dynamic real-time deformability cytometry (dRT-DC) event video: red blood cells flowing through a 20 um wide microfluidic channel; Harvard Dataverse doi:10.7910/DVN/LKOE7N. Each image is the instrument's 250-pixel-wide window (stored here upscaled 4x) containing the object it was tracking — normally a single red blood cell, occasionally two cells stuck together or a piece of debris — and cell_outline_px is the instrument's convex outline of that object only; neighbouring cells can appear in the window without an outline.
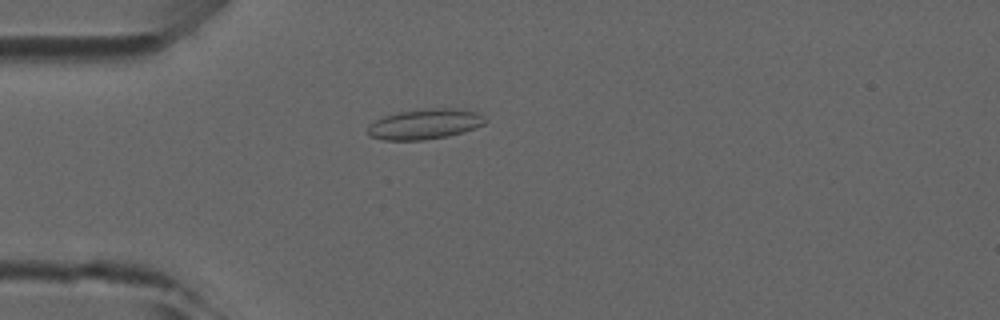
{"species": "common noctule bat (a hibernating species)", "species_latin": "Nyctalus noctula", "temperature_condition": "room temperature", "stored_images_in_passage": 45, "camera_frame_rate_fps": 3000, "um_per_image_px": 0.085, "animal": {"sex": "male", "forearm_length_mm": 52.5}, "frame": {"image": 1, "passage_image": 10, "time_ms": 3.0, "image_size_px": [1000, 320], "cell_outline_px": [[488, 120], [484, 124], [464, 132], [448, 136], [424, 140], [384, 140], [368, 136], [368, 124], [384, 116], [396, 112], [432, 108], [456, 108], [476, 112], [484, 116]], "centroid_in_image_um": [36.11, 10.55], "position_along_channel_um": 48.9, "area_um2": 20.87}}
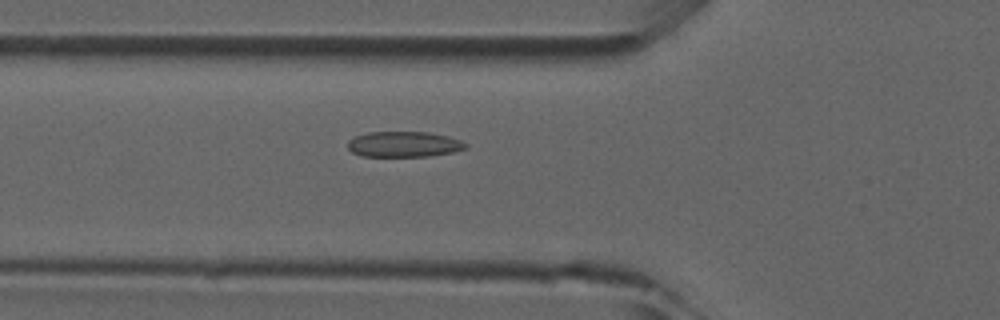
{"frame": {"image": 2, "passage_image": 14, "time_ms": 4.333, "image_size_px": [1000, 320], "cell_outline_px": [[468, 148], [452, 152], [428, 156], [360, 156], [352, 152], [348, 148], [348, 140], [356, 136], [368, 132], [428, 132], [448, 136], [460, 140], [468, 144]], "centroid_in_image_um": [34.33, 12.26], "position_along_channel_um": 91.5, "area_um2": 17.57}}
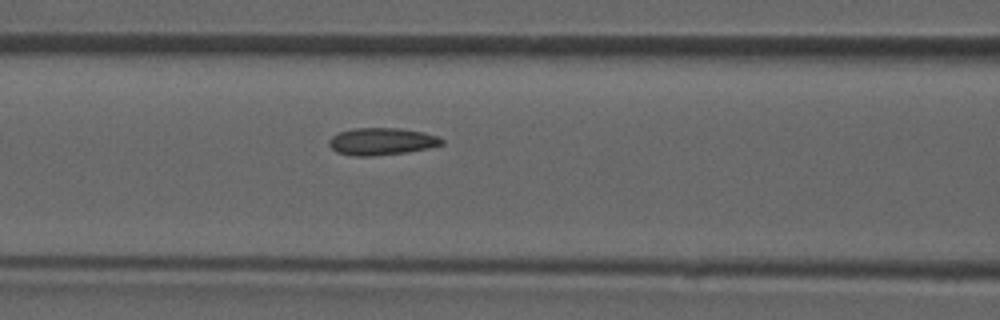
{"frame": {"image": 3, "passage_image": 17, "time_ms": 5.333, "image_size_px": [1000, 320], "cell_outline_px": [[444, 144], [428, 148], [408, 152], [376, 156], [352, 156], [336, 152], [328, 144], [328, 140], [332, 136], [340, 132], [356, 128], [400, 128], [424, 132], [436, 136], [444, 140]], "centroid_in_image_um": [32.44, 12.03], "position_along_channel_um": 134.2, "area_um2": 17.98}}